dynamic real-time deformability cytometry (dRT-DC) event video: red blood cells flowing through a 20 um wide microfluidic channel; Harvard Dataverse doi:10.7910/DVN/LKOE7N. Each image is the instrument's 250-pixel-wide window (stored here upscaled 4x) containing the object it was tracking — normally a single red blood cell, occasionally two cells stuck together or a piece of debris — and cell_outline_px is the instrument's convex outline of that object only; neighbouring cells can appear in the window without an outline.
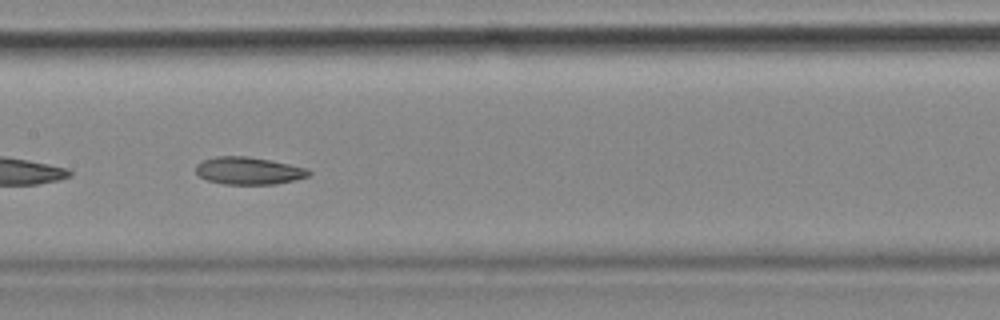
{"species": "common noctule bat (a hibernating species)", "species_latin": "Nyctalus noctula", "temperature_condition": "cold", "stored_images_in_passage": 45, "camera_frame_rate_fps": 3000, "um_per_image_px": 0.085, "animal": {"sex": "female", "body_mass_g": 18.4}, "frame": {"image": 1, "passage_image": 26, "time_ms": 8.333, "image_size_px": [1000, 320], "cell_outline_px": [[312, 172], [308, 176], [276, 184], [224, 184], [208, 180], [200, 176], [196, 172], [196, 164], [204, 160], [216, 156], [248, 156], [308, 168]], "centroid_in_image_um": [21.13, 14.51], "position_along_channel_um": 186.3, "area_um2": 17.86}, "authors_computed_cell_mechanics": {"area_um2": 18.9006, "velocity_mm_per_s": 3.5426, "shape_relaxation_time_tau1_ms": null, "shape_relaxation_time_tau2_ms": 6.1375, "deformation_change_tau1": null, "deformation_change_tau2": 0.1263}}